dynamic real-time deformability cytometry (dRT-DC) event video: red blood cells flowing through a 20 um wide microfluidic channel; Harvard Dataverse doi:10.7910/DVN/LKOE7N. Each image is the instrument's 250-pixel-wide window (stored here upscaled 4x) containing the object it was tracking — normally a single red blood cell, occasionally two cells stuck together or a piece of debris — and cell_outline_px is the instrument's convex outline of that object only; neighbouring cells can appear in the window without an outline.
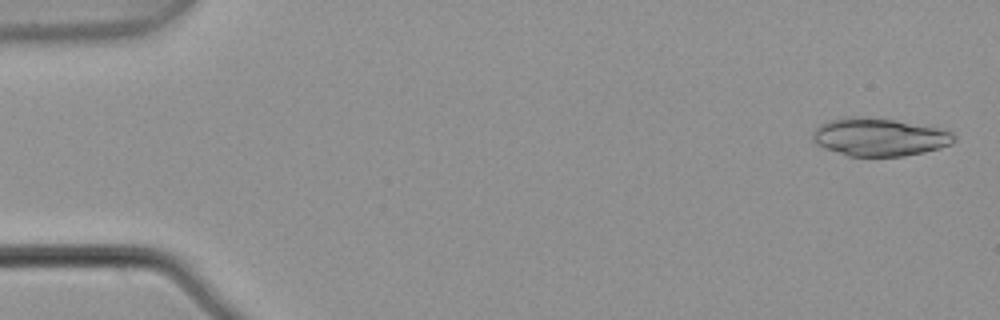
{"species": "common noctule bat (a hibernating species)", "species_latin": "Nyctalus noctula", "temperature_condition": "warm", "stored_images_in_passage": 8, "camera_frame_rate_fps": 3000, "um_per_image_px": 0.085, "animal": {"sex": "male", "body_mass_g": 21.5, "forearm_length_mm": 52.0}, "frame": {"image": 1, "passage_image": 1, "time_ms": 0.0, "image_size_px": [1000, 320], "cell_outline_px": [[956, 140], [952, 144], [940, 148], [924, 152], [904, 156], [848, 156], [824, 148], [816, 144], [812, 140], [812, 132], [820, 124], [828, 120], [844, 116], [864, 116], [948, 128], [956, 136]], "centroid_in_image_um": [74.77, 11.63], "position_along_channel_um": 10.2, "area_um2": 31.85}}
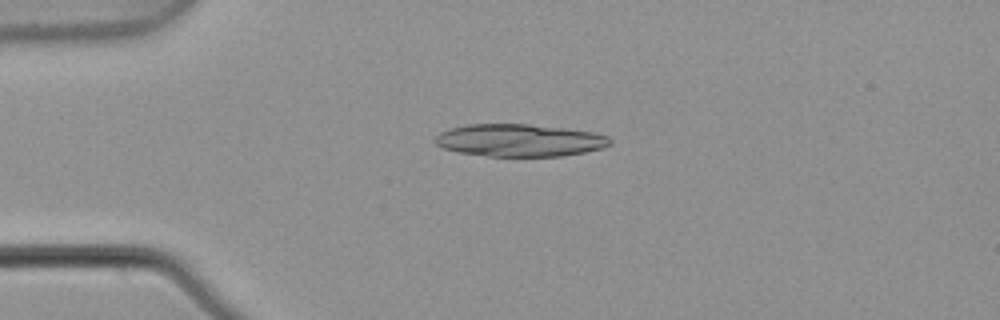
{"frame": {"image": 2, "passage_image": 4, "time_ms": 1.0, "image_size_px": [1000, 320], "cell_outline_px": [[612, 144], [600, 148], [584, 152], [560, 156], [488, 156], [456, 152], [444, 148], [436, 144], [432, 140], [440, 132], [448, 128], [468, 124], [528, 124], [564, 128], [592, 132], [608, 136], [612, 140]], "centroid_in_image_um": [44.11, 11.92], "position_along_channel_um": 40.9, "area_um2": 33.12}}